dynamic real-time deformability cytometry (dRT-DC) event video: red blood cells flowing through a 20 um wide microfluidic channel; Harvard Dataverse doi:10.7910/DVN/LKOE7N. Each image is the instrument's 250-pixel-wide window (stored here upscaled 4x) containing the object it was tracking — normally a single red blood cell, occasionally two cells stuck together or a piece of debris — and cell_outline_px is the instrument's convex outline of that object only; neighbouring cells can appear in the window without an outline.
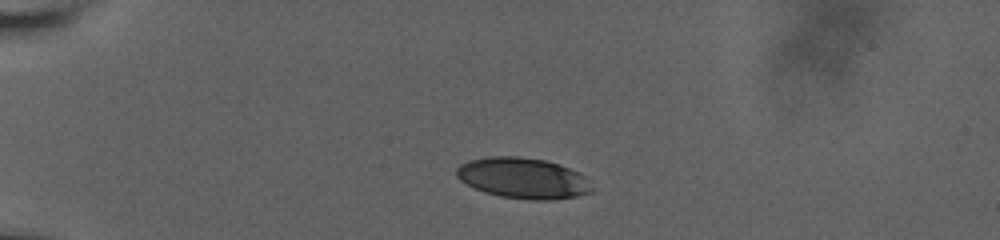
{"species": "human", "species_latin": "Homo sapiens", "temperature_condition": "room temperature", "stored_images_in_passage": 44, "camera_frame_rate_fps": 3000, "um_per_image_px": 0.085, "donor": {"sex": "male"}, "frame": {"image": 1, "passage_image": 1, "time_ms": 0.0, "image_size_px": [1000, 240], "cell_outline_px": [[592, 192], [576, 196], [548, 200], [532, 200], [500, 196], [484, 192], [460, 180], [456, 176], [456, 168], [460, 164], [468, 160], [488, 156], [520, 156], [544, 160], [560, 164], [580, 172], [584, 176], [592, 188]], "centroid_in_image_um": [44.44, 15.13], "position_along_channel_um": 40.6, "area_um2": 32.19}}
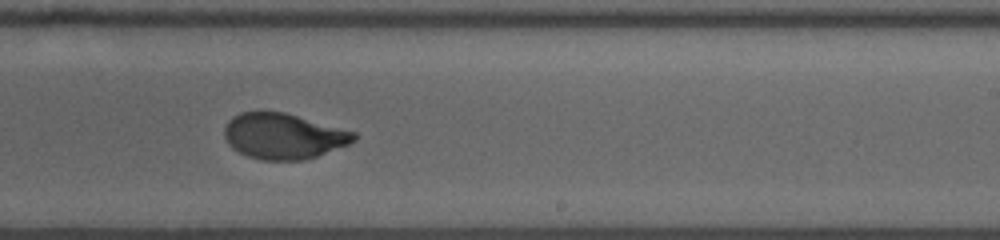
{"frame": {"image": 2, "passage_image": 24, "time_ms": 7.667, "image_size_px": [1000, 240], "cell_outline_px": [[360, 136], [356, 140], [348, 144], [316, 156], [304, 160], [260, 160], [248, 156], [232, 148], [228, 144], [224, 136], [224, 128], [228, 120], [232, 116], [240, 112], [284, 112], [356, 132]], "centroid_in_image_um": [24.08, 11.57], "position_along_channel_um": 264.9, "area_um2": 34.45}}
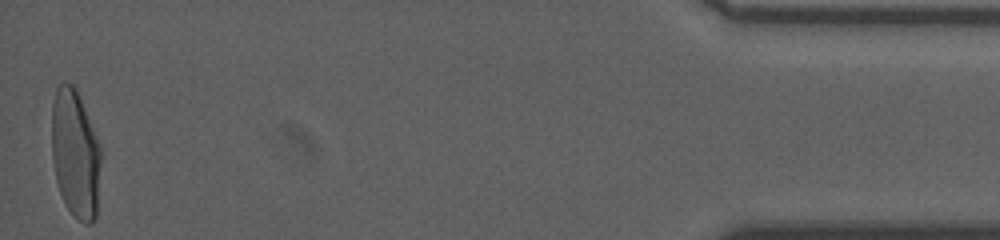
{"frame": {"image": 3, "passage_image": 44, "time_ms": 14.333, "image_size_px": [1000, 240], "cell_outline_px": [[100, 164], [96, 216], [92, 224], [84, 224], [64, 204], [56, 180], [52, 160], [52, 104], [56, 88], [60, 84], [72, 84], [76, 88], [80, 96], [100, 144]], "centroid_in_image_um": [6.4, 13.06], "position_along_channel_um": 428.8, "area_um2": 36.7}, "authors_computed_cell_mechanics": {"area_um2": 35.4892, "velocity_mm_per_s": 3.661, "shape_relaxation_time_tau1_ms": 4.4883, "shape_relaxation_time_tau2_ms": 0.894, "deformation_change_tau1": 0.2043, "deformation_change_tau2": 0.0557}}